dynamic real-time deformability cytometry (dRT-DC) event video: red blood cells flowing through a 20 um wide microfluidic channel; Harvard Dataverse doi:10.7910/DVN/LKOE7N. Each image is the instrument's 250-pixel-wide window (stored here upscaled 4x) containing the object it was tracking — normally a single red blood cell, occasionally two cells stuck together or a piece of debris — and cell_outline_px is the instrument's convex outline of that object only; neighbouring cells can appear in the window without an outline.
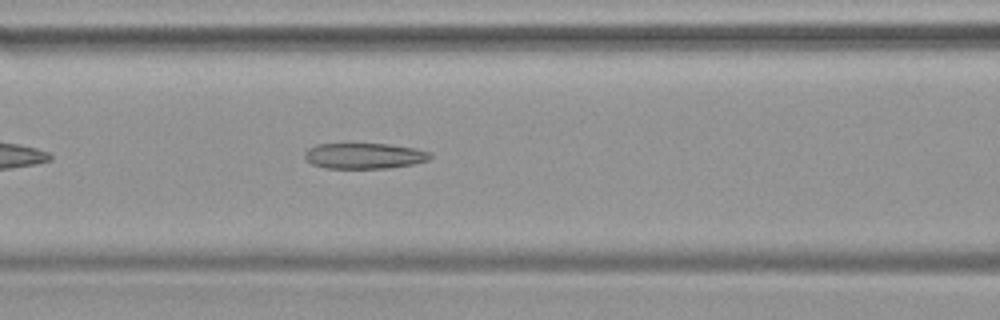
{"species": "common noctule bat (a hibernating species)", "species_latin": "Nyctalus noctula", "temperature_condition": "warm", "stored_images_in_passage": 35, "camera_frame_rate_fps": 3000, "um_per_image_px": 0.085, "animal": {"sex": "female", "body_mass_g": 19.9}, "frame": {"image": 1, "passage_image": 8, "time_ms": 2.333, "image_size_px": [1000, 320], "cell_outline_px": [[432, 156], [428, 160], [412, 164], [388, 168], [324, 168], [312, 164], [304, 156], [304, 152], [308, 148], [316, 144], [388, 144], [412, 148], [432, 152]], "centroid_in_image_um": [30.95, 13.25], "position_along_channel_um": 135.7, "area_um2": 18.73}}
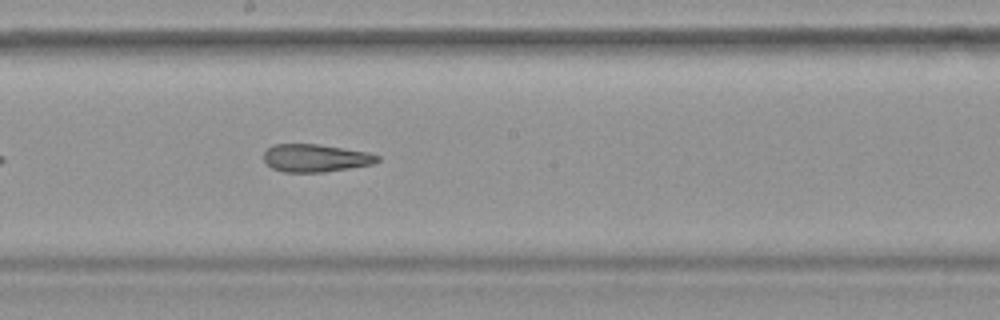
{"frame": {"image": 2, "passage_image": 14, "time_ms": 4.333, "image_size_px": [1000, 320], "cell_outline_px": [[380, 160], [372, 164], [324, 172], [284, 172], [272, 168], [264, 160], [264, 152], [272, 144], [316, 144], [344, 148], [368, 152], [380, 156]], "centroid_in_image_um": [26.81, 13.43], "position_along_channel_um": 221.4, "area_um2": 18.32}}
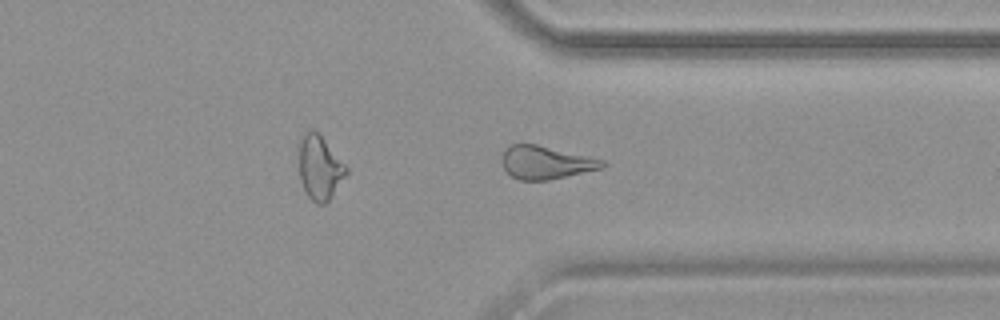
{"frame": {"image": 3, "passage_image": 24, "time_ms": 7.667, "image_size_px": [1000, 320], "cell_outline_px": [[608, 164], [604, 168], [548, 180], [520, 180], [512, 176], [504, 168], [504, 148], [512, 144], [536, 144], [588, 156], [604, 160]], "centroid_in_image_um": [46.45, 13.81], "position_along_channel_um": 365.0, "area_um2": 19.13}}